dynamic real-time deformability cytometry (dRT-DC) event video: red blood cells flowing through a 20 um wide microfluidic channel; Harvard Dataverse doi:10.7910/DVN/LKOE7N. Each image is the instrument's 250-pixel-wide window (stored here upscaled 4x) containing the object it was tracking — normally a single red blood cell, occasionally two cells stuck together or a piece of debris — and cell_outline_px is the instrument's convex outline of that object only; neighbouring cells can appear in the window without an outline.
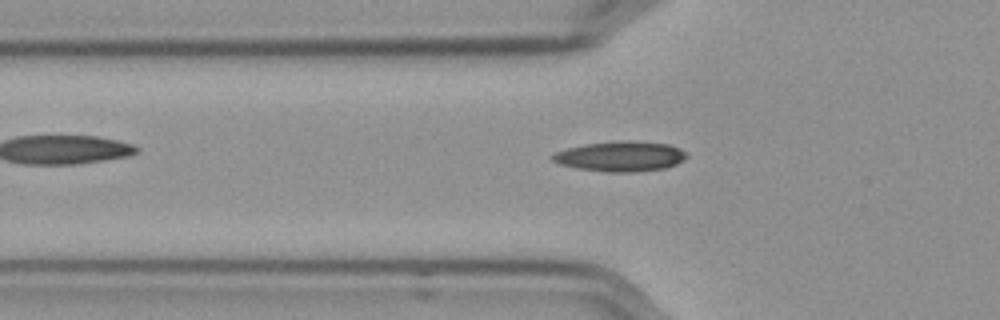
{"species": "Egyptian fruit bat (a non-hibernating species)", "species_latin": "Rousettus aegyptiacus", "temperature_condition": "cold", "stored_images_in_passage": 56, "camera_frame_rate_fps": 3000, "um_per_image_px": 0.085, "frame": {"image": 1, "passage_image": 20, "time_ms": 6.333, "image_size_px": [1000, 320], "cell_outline_px": [[688, 156], [684, 160], [676, 164], [664, 168], [632, 172], [608, 172], [576, 168], [560, 164], [552, 160], [548, 156], [556, 152], [568, 148], [584, 144], [616, 140], [624, 140], [668, 144], [680, 148], [688, 152]], "centroid_in_image_um": [52.74, 13.28], "position_along_channel_um": 73.1, "area_um2": 23.7}}
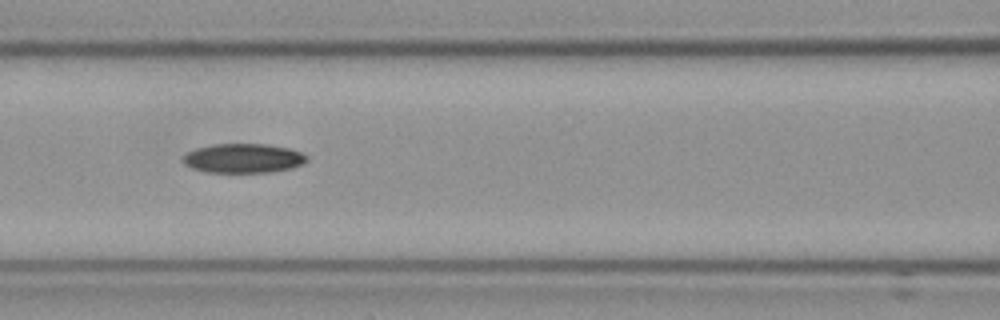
{"frame": {"image": 2, "passage_image": 26, "time_ms": 8.333, "image_size_px": [1000, 320], "cell_outline_px": [[308, 160], [304, 164], [292, 168], [272, 172], [208, 172], [192, 168], [184, 164], [184, 156], [188, 152], [196, 148], [216, 144], [268, 144], [292, 148], [308, 156]], "centroid_in_image_um": [20.75, 13.45], "position_along_channel_um": 145.9, "area_um2": 21.21}}
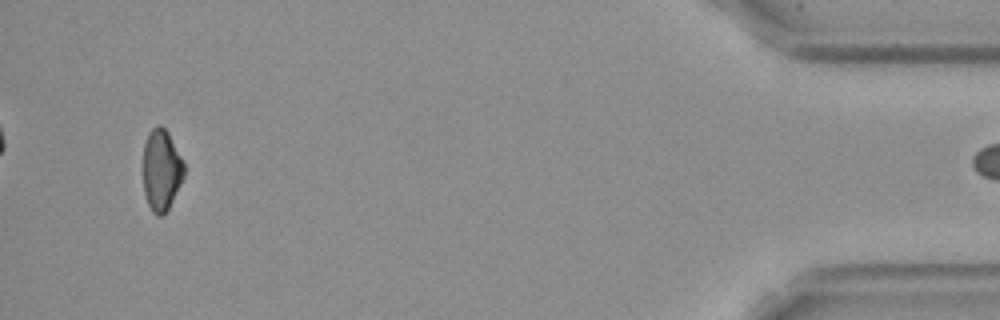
{"frame": {"image": 3, "passage_image": 55, "time_ms": 18.0, "image_size_px": [1000, 320], "cell_outline_px": [[184, 176], [168, 208], [160, 216], [156, 216], [152, 212], [148, 204], [144, 192], [140, 172], [144, 144], [148, 132], [156, 124], [160, 124], [168, 132], [184, 160]], "centroid_in_image_um": [13.67, 14.41], "position_along_channel_um": 421.5, "area_um2": 20.06}}